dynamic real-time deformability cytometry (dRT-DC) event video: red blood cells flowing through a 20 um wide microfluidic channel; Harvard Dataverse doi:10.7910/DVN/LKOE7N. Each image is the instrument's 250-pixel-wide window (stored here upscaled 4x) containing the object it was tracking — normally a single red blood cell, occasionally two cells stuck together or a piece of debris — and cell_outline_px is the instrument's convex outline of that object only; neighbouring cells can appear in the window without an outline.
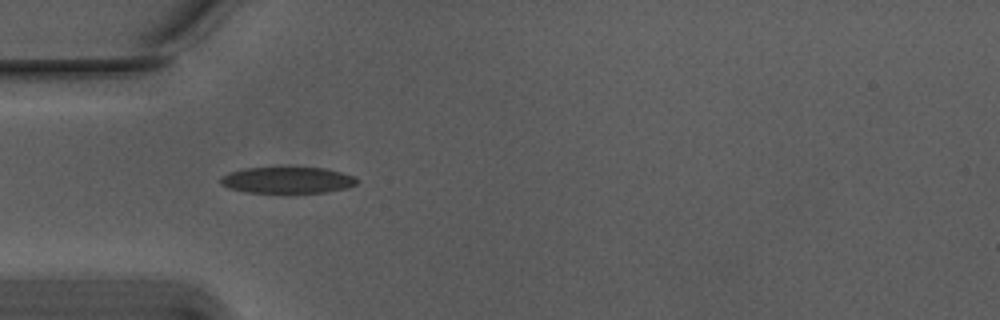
{"species": "Egyptian fruit bat (a non-hibernating species)", "species_latin": "Rousettus aegyptiacus", "temperature_condition": "warm", "stored_images_in_passage": 4, "camera_frame_rate_fps": 3000, "um_per_image_px": 0.085, "animal": {"sex": "male"}, "frame": {"image": 1, "passage_image": 1, "time_ms": 0.0, "image_size_px": [1000, 320], "cell_outline_px": [[360, 180], [356, 184], [348, 188], [324, 192], [244, 192], [228, 188], [220, 184], [220, 180], [224, 176], [232, 172], [244, 168], [324, 168], [356, 176]], "centroid_in_image_um": [24.47, 15.31], "position_along_channel_um": 60.5, "area_um2": 20.69}}
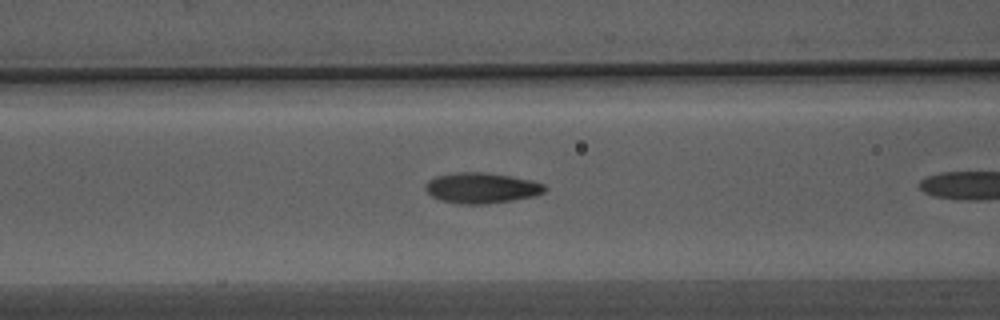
{"frame": {"image": 2, "passage_image": 3, "time_ms": 0.667, "image_size_px": [1000, 320], "cell_outline_px": [[548, 188], [544, 192], [536, 196], [488, 204], [460, 204], [440, 200], [432, 196], [424, 188], [428, 180], [436, 176], [460, 172], [488, 172], [512, 176], [532, 180], [544, 184]], "centroid_in_image_um": [40.96, 15.97], "position_along_channel_um": 125.6, "area_um2": 21.44}}